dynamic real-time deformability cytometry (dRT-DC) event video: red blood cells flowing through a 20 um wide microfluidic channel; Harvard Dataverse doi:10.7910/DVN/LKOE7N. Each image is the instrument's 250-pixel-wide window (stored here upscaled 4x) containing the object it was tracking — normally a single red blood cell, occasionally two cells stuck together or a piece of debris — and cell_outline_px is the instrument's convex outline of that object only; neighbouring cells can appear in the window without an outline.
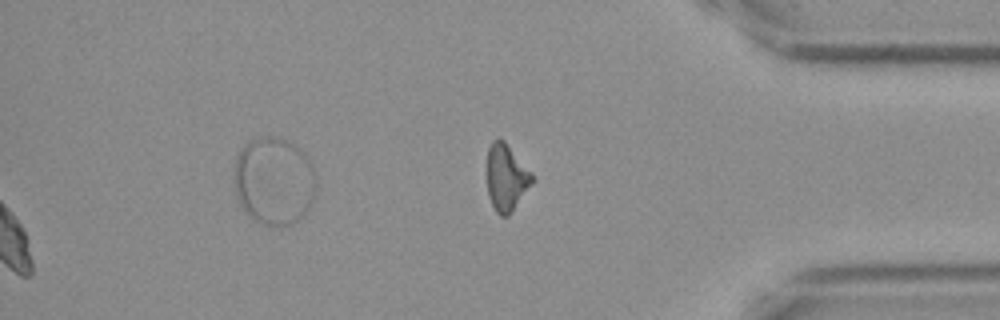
{"species": "Egyptian fruit bat (a non-hibernating species)", "species_latin": "Rousettus aegyptiacus", "temperature_condition": "cold", "stored_images_in_passage": 53, "segment_of_instrument_passage": [2, 2], "camera_frame_rate_fps": 3000, "um_per_image_px": 0.085, "frame": {"image": 1, "passage_image": 53, "time_ms": 17.333, "image_size_px": [1000, 320], "cell_outline_px": [[536, 180], [508, 216], [500, 216], [496, 212], [492, 204], [488, 192], [488, 148], [492, 140], [500, 136], [504, 140], [532, 172]], "centroid_in_image_um": [43.07, 15.07], "position_along_channel_um": 392.1, "area_um2": 17.69}}